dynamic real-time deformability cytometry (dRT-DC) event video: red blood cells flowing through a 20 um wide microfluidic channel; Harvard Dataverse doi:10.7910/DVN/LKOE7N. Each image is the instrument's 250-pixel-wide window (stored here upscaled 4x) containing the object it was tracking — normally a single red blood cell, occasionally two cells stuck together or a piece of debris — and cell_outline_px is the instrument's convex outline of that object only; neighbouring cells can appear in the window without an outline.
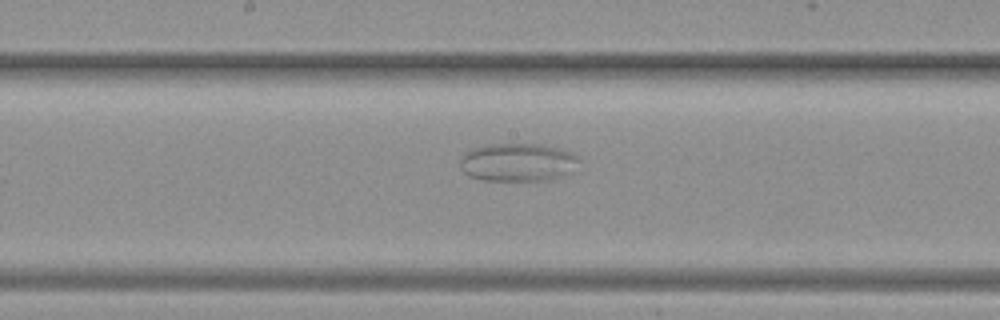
{"species": "common noctule bat (a hibernating species)", "species_latin": "Nyctalus noctula", "temperature_condition": "warm", "stored_images_in_passage": 36, "segment_of_instrument_passage": [2, 2], "camera_frame_rate_fps": 3000, "um_per_image_px": 0.085, "animal": {"sex": "female", "body_mass_g": 19.3, "forearm_length_mm": 54.1}, "frame": {"image": 1, "passage_image": 18, "time_ms": 5.667, "image_size_px": [1000, 320], "cell_outline_px": [[580, 160], [568, 172], [560, 176], [548, 180], [480, 180], [468, 176], [460, 168], [460, 156], [464, 152], [472, 148], [484, 144], [544, 144], [560, 148], [572, 152], [580, 156]], "centroid_in_image_um": [43.96, 13.77], "position_along_channel_um": 204.2, "area_um2": 26.7}}
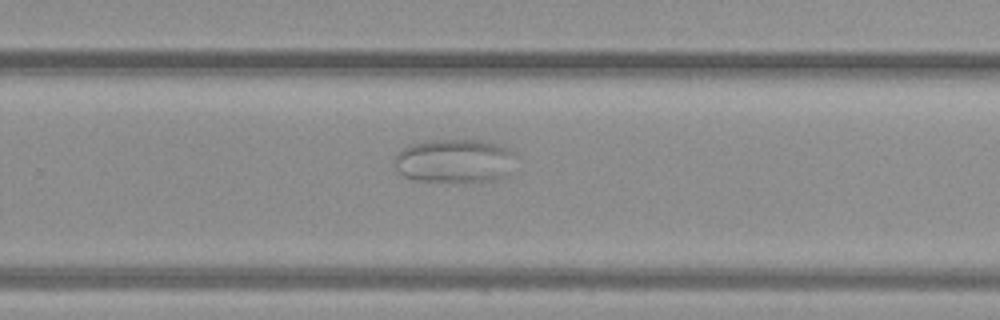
{"frame": {"image": 2, "passage_image": 23, "time_ms": 7.333, "image_size_px": [1000, 320], "cell_outline_px": [[516, 156], [512, 172], [504, 180], [464, 184], [416, 180], [404, 176], [396, 172], [392, 164], [396, 156], [404, 148], [412, 144], [428, 140], [488, 140], [508, 148]], "centroid_in_image_um": [38.71, 13.73], "position_along_channel_um": 291.1, "area_um2": 32.43}}